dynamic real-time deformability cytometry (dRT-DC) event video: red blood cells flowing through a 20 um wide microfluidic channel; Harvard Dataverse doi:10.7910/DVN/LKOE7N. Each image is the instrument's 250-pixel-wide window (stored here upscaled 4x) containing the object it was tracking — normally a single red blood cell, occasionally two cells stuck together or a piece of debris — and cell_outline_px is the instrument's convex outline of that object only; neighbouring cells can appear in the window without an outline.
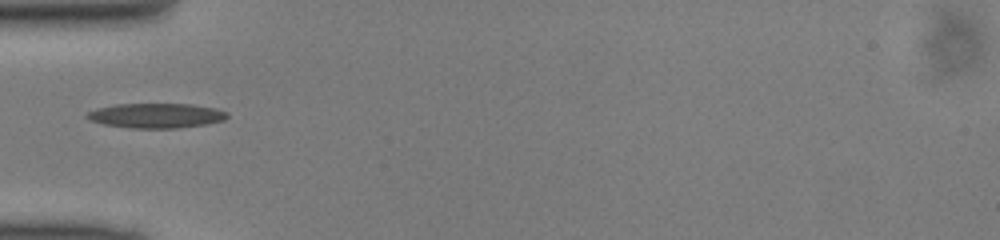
{"species": "common noctule bat (a hibernating species)", "species_latin": "Nyctalus noctula", "temperature_condition": "cold", "stored_images_in_passage": 33, "camera_frame_rate_fps": 3000, "um_per_image_px": 0.085, "animal": {"sex": "male", "body_mass_g": 13.0, "forearm_length_mm": 53.1}, "frame": {"image": 1, "passage_image": 1, "time_ms": 0.0, "image_size_px": [1000, 240], "cell_outline_px": [[228, 116], [224, 120], [204, 124], [176, 128], [132, 128], [104, 124], [88, 120], [84, 116], [88, 112], [96, 108], [116, 104], [192, 104], [216, 108], [228, 112]], "centroid_in_image_um": [13.25, 9.82], "position_along_channel_um": 71.7, "area_um2": 20.23}}
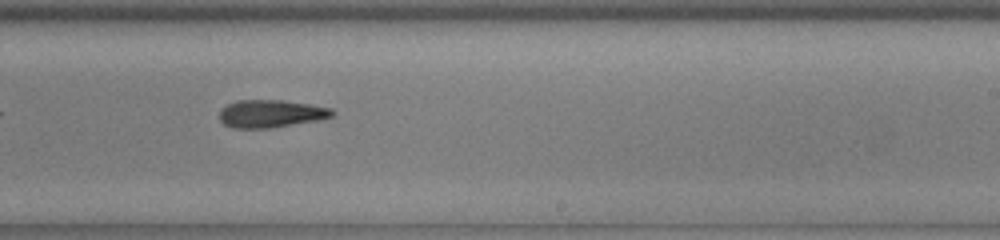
{"frame": {"image": 2, "passage_image": 15, "time_ms": 4.667, "image_size_px": [1000, 240], "cell_outline_px": [[336, 112], [332, 116], [316, 120], [272, 128], [232, 128], [224, 124], [220, 120], [220, 108], [236, 100], [280, 100], [308, 104], [332, 108]], "centroid_in_image_um": [22.99, 9.66], "position_along_channel_um": 266.0, "area_um2": 18.15}}
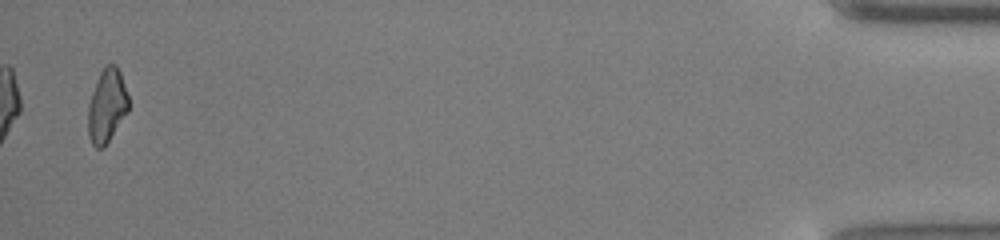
{"frame": {"image": 3, "passage_image": 33, "time_ms": 10.667, "image_size_px": [1000, 240], "cell_outline_px": [[128, 112], [104, 148], [96, 148], [92, 144], [88, 136], [88, 104], [96, 80], [104, 64], [116, 64], [120, 72], [128, 96]], "centroid_in_image_um": [9.07, 8.99], "position_along_channel_um": 426.1, "area_um2": 17.51}}